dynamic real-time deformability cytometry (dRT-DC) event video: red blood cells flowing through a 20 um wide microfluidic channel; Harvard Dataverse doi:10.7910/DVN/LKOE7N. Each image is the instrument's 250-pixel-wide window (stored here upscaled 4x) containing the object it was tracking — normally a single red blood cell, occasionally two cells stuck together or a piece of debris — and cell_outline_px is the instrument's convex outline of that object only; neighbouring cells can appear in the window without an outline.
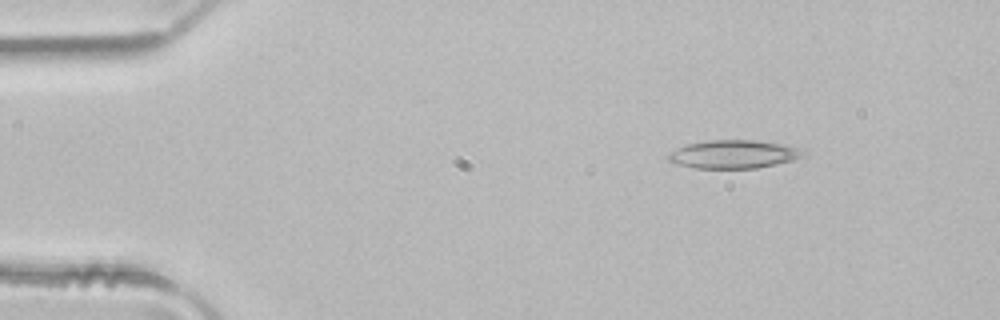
{"species": "common noctule bat (a hibernating species)", "species_latin": "Nyctalus noctula", "temperature_condition": "room temperature", "stored_images_in_passage": 3, "camera_frame_rate_fps": 3000, "um_per_image_px": 0.085, "animal": {"sex": "male", "body_mass_g": 21.5, "forearm_length_mm": 52.0}, "frame": {"image": 1, "passage_image": 1, "time_ms": 0.0, "image_size_px": [1000, 320], "cell_outline_px": [[808, 152], [792, 160], [776, 164], [756, 168], [696, 168], [676, 164], [668, 160], [668, 152], [684, 144], [708, 140], [756, 140], [804, 148]], "centroid_in_image_um": [62.33, 13.1], "position_along_channel_um": 22.7, "area_um2": 22.37}}